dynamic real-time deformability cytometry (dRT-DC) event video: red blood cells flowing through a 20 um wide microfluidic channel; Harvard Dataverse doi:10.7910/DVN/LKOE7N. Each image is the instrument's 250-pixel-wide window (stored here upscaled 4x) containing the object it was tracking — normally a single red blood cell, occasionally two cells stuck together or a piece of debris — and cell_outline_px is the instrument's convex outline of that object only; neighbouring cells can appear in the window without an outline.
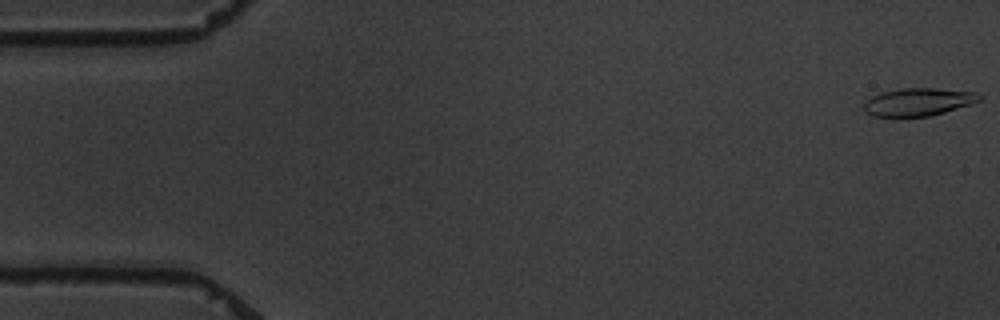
{"species": "common noctule bat (a hibernating species)", "species_latin": "Nyctalus noctula", "temperature_condition": "warm", "stored_images_in_passage": 8, "camera_frame_rate_fps": 3000, "um_per_image_px": 0.085, "animal": {"sex": "male", "body_mass_g": 19.5, "forearm_length_mm": 54.6}, "frame": {"image": 1, "passage_image": 1, "time_ms": 0.0, "image_size_px": [1000, 320], "cell_outline_px": [[984, 96], [980, 100], [972, 104], [944, 112], [928, 116], [896, 120], [872, 116], [864, 108], [864, 100], [880, 92], [900, 88], [936, 88], [976, 92]], "centroid_in_image_um": [78.0, 8.7], "position_along_channel_um": 7.0, "area_um2": 19.54}}
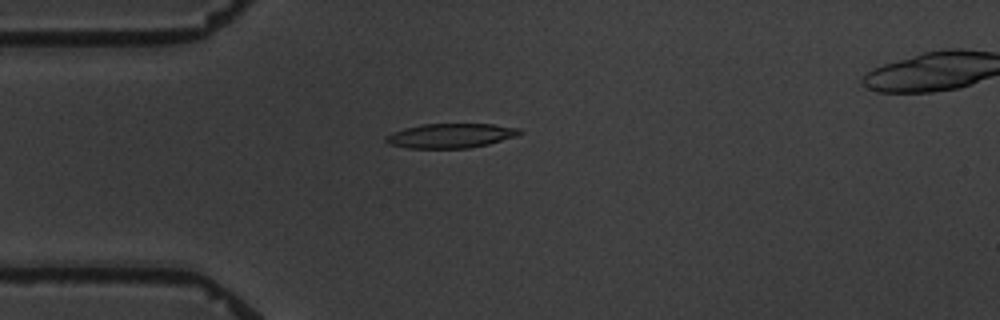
{"frame": {"image": 2, "passage_image": 5, "time_ms": 4.667, "image_size_px": [1000, 320], "cell_outline_px": [[524, 132], [516, 136], [488, 144], [468, 148], [408, 148], [388, 144], [384, 140], [384, 136], [392, 132], [404, 128], [424, 124], [492, 124], [520, 128]], "centroid_in_image_um": [38.29, 11.53], "position_along_channel_um": 46.7, "area_um2": 19.13}}
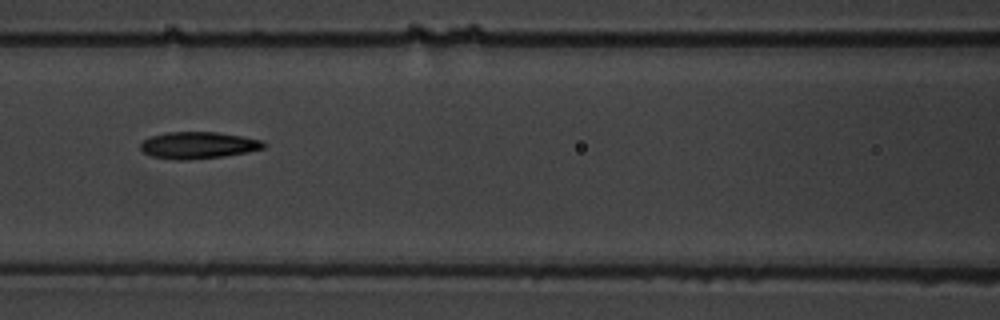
{"frame": {"image": 3, "passage_image": 8, "time_ms": 8.0, "image_size_px": [1000, 320], "cell_outline_px": [[268, 144], [264, 148], [248, 152], [224, 156], [188, 160], [176, 160], [152, 156], [144, 152], [140, 148], [140, 144], [144, 140], [152, 136], [168, 132], [216, 132], [264, 140]], "centroid_in_image_um": [16.89, 12.35], "position_along_channel_um": 149.7, "area_um2": 19.25}}